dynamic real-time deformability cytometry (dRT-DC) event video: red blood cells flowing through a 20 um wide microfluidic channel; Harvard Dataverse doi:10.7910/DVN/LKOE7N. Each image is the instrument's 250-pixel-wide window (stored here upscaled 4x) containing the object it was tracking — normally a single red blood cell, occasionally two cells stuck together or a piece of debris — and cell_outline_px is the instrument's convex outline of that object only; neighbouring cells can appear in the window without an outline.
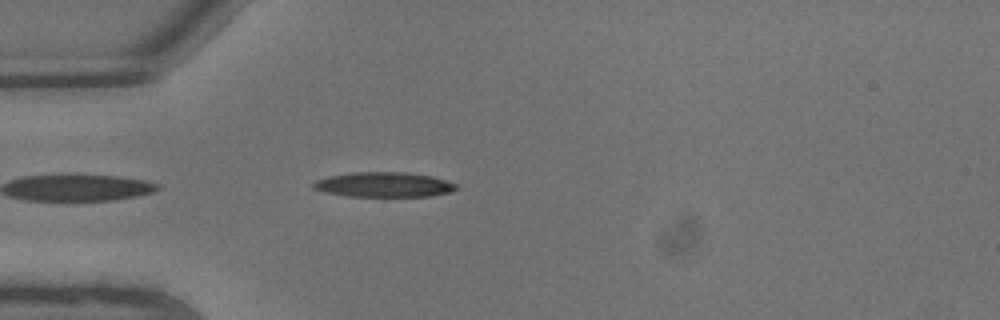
{"species": "common noctule bat (a hibernating species)", "species_latin": "Nyctalus noctula", "temperature_condition": "warm", "stored_images_in_passage": 5, "camera_frame_rate_fps": 3000, "um_per_image_px": 0.085, "animal": {"sex": "male", "body_mass_g": 13.3}, "frame": {"image": 1, "passage_image": 1, "time_ms": 0.0, "image_size_px": [1000, 320], "cell_outline_px": [[456, 188], [452, 192], [428, 196], [344, 196], [324, 192], [312, 188], [312, 184], [316, 180], [328, 176], [352, 172], [404, 172], [432, 176], [456, 184]], "centroid_in_image_um": [32.58, 15.69], "position_along_channel_um": 52.4, "area_um2": 20.69}}
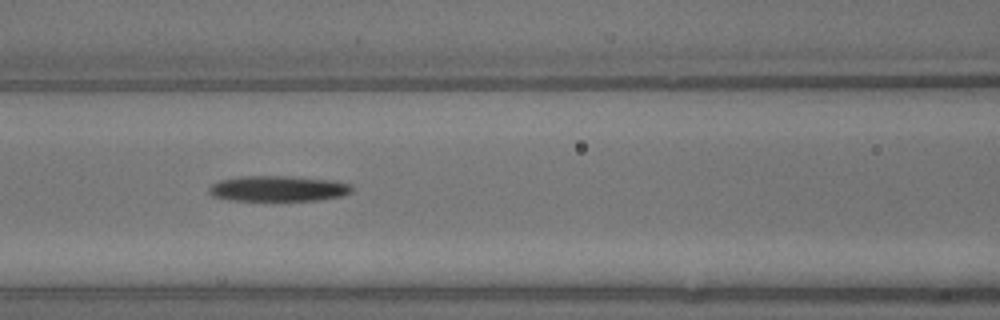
{"frame": {"image": 2, "passage_image": 4, "time_ms": 1.0, "image_size_px": [1000, 320], "cell_outline_px": [[352, 192], [344, 196], [320, 200], [228, 200], [212, 196], [208, 192], [208, 188], [212, 184], [220, 180], [240, 176], [292, 176], [336, 180], [352, 184]], "centroid_in_image_um": [23.68, 16.02], "position_along_channel_um": 142.9, "area_um2": 21.62}}
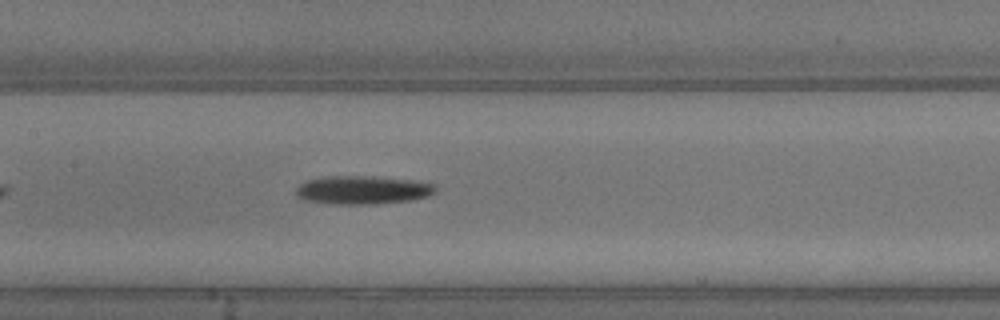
{"frame": {"image": 3, "passage_image": 5, "time_ms": 1.333, "image_size_px": [1000, 320], "cell_outline_px": [[436, 192], [428, 196], [412, 200], [372, 204], [336, 204], [304, 200], [296, 196], [296, 188], [300, 184], [308, 180], [324, 176], [372, 176], [416, 180], [436, 184]], "centroid_in_image_um": [30.85, 16.14], "position_along_channel_um": 176.5, "area_um2": 23.29}}